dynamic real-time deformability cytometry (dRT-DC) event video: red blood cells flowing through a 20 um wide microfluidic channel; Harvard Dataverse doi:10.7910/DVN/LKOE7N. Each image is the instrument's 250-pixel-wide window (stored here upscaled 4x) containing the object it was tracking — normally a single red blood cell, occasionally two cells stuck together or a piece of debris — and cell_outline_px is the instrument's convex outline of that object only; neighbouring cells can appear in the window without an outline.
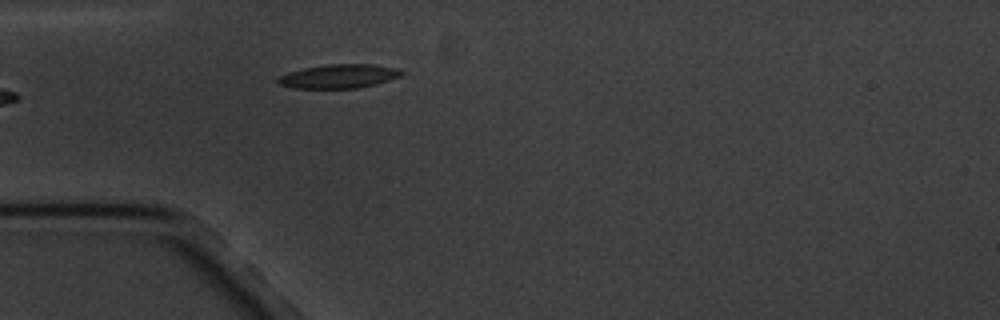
{"species": "common noctule bat (a hibernating species)", "species_latin": "Nyctalus noctula", "temperature_condition": "cold", "stored_images_in_passage": 6, "camera_frame_rate_fps": 3000, "um_per_image_px": 0.085, "animal": {"sex": "male", "body_mass_g": 20.1, "forearm_length_mm": 53.5}, "frame": {"image": 1, "passage_image": 6, "time_ms": 5.667, "image_size_px": [1000, 320], "cell_outline_px": [[404, 76], [376, 84], [360, 88], [292, 88], [280, 84], [276, 80], [280, 76], [288, 72], [304, 68], [328, 64], [376, 64], [392, 68], [404, 72]], "centroid_in_image_um": [28.83, 6.48], "position_along_channel_um": 56.2, "area_um2": 17.22}}